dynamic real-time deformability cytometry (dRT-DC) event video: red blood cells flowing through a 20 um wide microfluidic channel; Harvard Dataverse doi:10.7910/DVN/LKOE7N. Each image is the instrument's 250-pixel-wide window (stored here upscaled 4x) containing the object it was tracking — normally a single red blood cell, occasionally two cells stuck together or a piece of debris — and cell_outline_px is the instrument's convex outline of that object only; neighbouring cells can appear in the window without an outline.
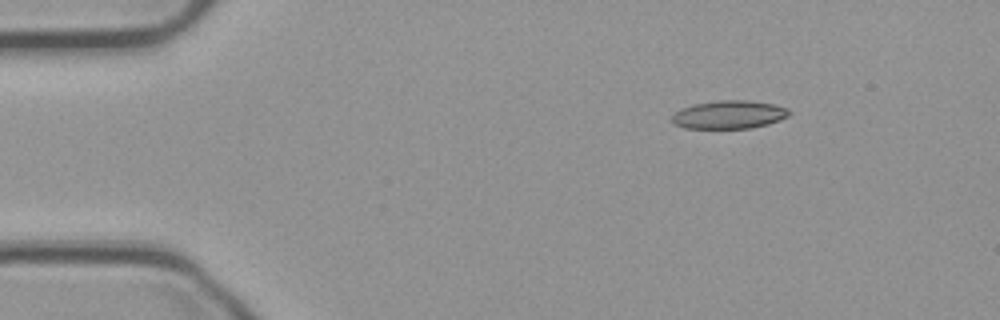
{"species": "common noctule bat (a hibernating species)", "species_latin": "Nyctalus noctula", "temperature_condition": "cold", "stored_images_in_passage": 1, "camera_frame_rate_fps": 3000, "um_per_image_px": 0.085, "animal": {"sex": "male", "body_mass_g": 23.1, "forearm_length_mm": 52.7}, "frame": {"image": 1, "passage_image": 1, "time_ms": 0.0, "image_size_px": [1000, 320], "cell_outline_px": [[780, 116], [772, 120], [760, 124], [736, 128], [700, 128], [712, 104], [760, 104], [776, 108]], "centroid_in_image_um": [62.76, 9.83], "position_along_channel_um": 22.2, "area_um2": 10.92}}